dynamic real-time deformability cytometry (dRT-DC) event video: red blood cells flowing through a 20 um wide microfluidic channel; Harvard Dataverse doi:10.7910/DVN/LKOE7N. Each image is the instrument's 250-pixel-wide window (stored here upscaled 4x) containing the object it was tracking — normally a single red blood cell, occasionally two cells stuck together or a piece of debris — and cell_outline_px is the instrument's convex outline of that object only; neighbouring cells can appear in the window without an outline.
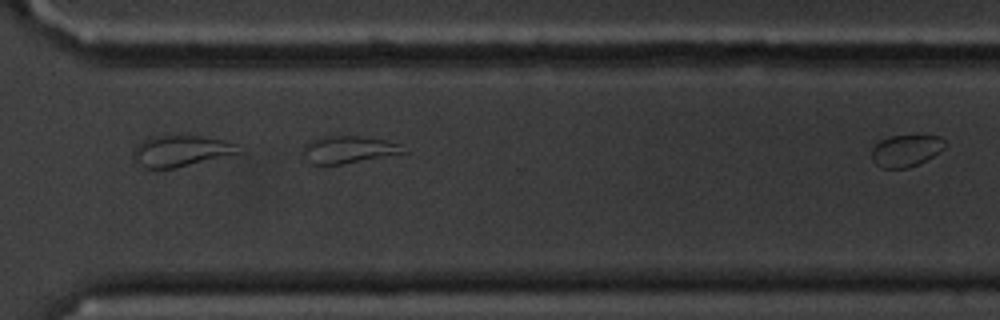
{"species": "common noctule bat (a hibernating species)", "species_latin": "Nyctalus noctula", "temperature_condition": "cold", "stored_images_in_passage": 22, "camera_frame_rate_fps": 3000, "um_per_image_px": 0.085, "animal": {"sex": "male", "body_mass_g": 20.1, "forearm_length_mm": 53.5}, "frame": {"image": 1, "passage_image": 22, "time_ms": 7.0, "image_size_px": [1000, 320], "cell_outline_px": [[948, 144], [940, 152], [908, 168], [880, 168], [872, 160], [872, 148], [880, 140], [892, 136], [940, 136]], "centroid_in_image_um": [77.0, 12.8], "position_along_channel_um": 293.6, "area_um2": 13.47}}